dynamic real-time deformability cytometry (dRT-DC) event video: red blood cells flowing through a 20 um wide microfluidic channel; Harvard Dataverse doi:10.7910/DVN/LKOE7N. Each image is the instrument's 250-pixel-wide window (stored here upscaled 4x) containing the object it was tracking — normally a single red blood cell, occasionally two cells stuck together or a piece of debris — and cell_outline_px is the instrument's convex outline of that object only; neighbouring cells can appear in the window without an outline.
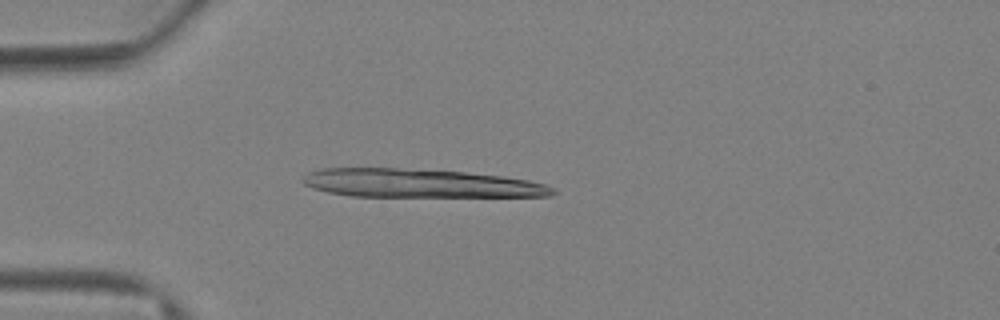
{"species": "Egyptian fruit bat (a non-hibernating species)", "species_latin": "Rousettus aegyptiacus", "temperature_condition": "warm", "stored_images_in_passage": 18, "camera_frame_rate_fps": 3000, "um_per_image_px": 0.085, "animal": {"sex": "female"}, "frame": {"image": 1, "passage_image": 16, "time_ms": 5.0, "image_size_px": [1000, 320], "cell_outline_px": [[556, 192], [552, 196], [352, 196], [328, 192], [312, 188], [304, 184], [300, 180], [308, 172], [324, 168], [396, 168], [464, 172], [504, 176], [528, 180], [544, 184], [552, 188]], "centroid_in_image_um": [35.67, 15.58], "position_along_channel_um": 49.3, "area_um2": 41.27}}